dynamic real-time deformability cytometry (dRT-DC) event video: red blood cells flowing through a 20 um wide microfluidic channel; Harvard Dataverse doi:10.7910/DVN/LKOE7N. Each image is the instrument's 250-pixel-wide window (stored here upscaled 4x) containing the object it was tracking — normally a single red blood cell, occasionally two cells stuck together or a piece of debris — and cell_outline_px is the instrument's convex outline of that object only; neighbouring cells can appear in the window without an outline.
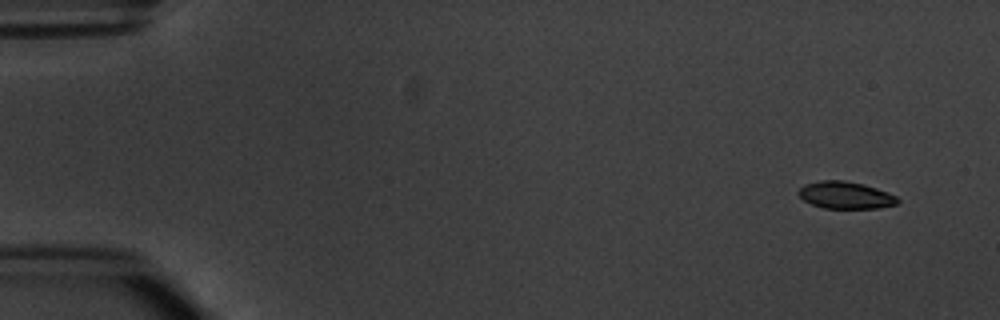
{"species": "common noctule bat (a hibernating species)", "species_latin": "Nyctalus noctula", "temperature_condition": "warm", "stored_images_in_passage": 4, "camera_frame_rate_fps": 3000, "um_per_image_px": 0.085, "animal": {"sex": "male", "body_mass_g": 20.1, "forearm_length_mm": 53.5}, "frame": {"image": 1, "passage_image": 1, "time_ms": 0.0, "image_size_px": [1000, 320], "cell_outline_px": [[900, 200], [896, 204], [876, 208], [824, 208], [812, 204], [804, 200], [796, 192], [804, 184], [820, 180], [844, 180], [864, 184], [888, 192], [896, 196]], "centroid_in_image_um": [71.85, 16.58], "position_along_channel_um": 13.1, "area_um2": 15.66}}
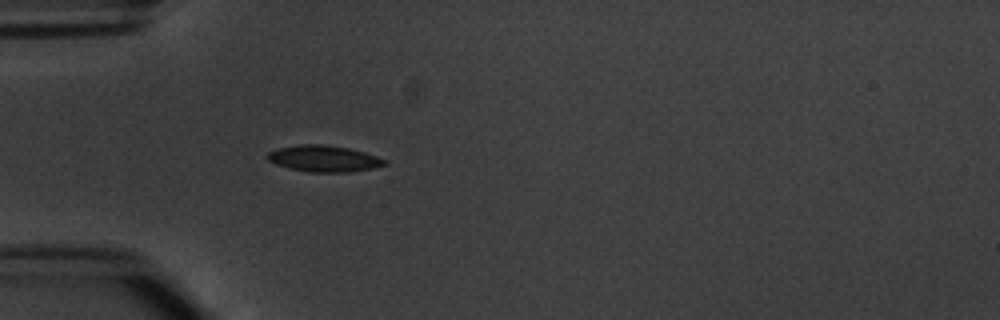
{"frame": {"image": 2, "passage_image": 4, "time_ms": 4.333, "image_size_px": [1000, 320], "cell_outline_px": [[388, 164], [372, 168], [348, 172], [308, 172], [288, 168], [276, 164], [268, 160], [264, 156], [268, 152], [280, 148], [300, 144], [320, 144], [348, 148], [364, 152], [376, 156], [384, 160]], "centroid_in_image_um": [27.48, 13.48], "position_along_channel_um": 57.5, "area_um2": 17.86}}